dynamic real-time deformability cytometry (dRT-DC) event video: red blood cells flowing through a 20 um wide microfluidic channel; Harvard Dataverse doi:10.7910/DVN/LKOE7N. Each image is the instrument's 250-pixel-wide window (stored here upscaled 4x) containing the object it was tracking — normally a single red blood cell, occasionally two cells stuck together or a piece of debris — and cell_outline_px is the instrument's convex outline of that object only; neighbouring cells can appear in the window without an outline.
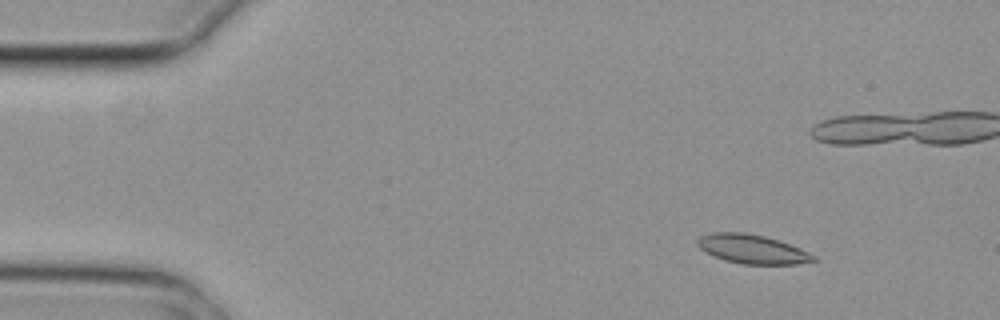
{"species": "common noctule bat (a hibernating species)", "species_latin": "Nyctalus noctula", "temperature_condition": "cold", "stored_images_in_passage": 5, "camera_frame_rate_fps": 3000, "um_per_image_px": 0.085, "animal": {"sex": "female", "body_mass_g": 29.2, "forearm_length_mm": 56.3}, "frame": {"image": 1, "passage_image": 1, "time_ms": 0.0, "image_size_px": [1000, 320], "cell_outline_px": [[820, 260], [796, 264], [740, 264], [724, 260], [700, 248], [696, 244], [696, 240], [700, 236], [712, 232], [744, 232], [764, 236], [780, 240], [800, 248], [816, 256]], "centroid_in_image_um": [63.97, 21.17], "position_along_channel_um": 21.0, "area_um2": 19.71}}